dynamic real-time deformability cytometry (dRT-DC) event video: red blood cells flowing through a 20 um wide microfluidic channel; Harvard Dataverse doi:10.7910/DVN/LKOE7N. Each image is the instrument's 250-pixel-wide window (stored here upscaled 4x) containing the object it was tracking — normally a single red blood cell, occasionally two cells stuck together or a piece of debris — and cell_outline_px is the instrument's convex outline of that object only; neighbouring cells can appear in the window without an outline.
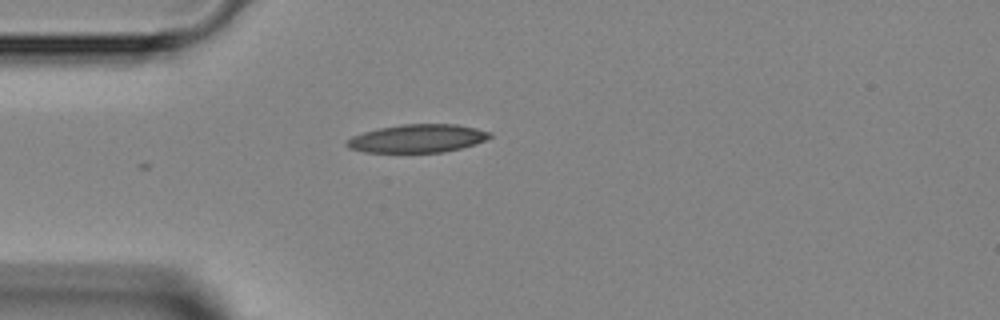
{"species": "Egyptian fruit bat (a non-hibernating species)", "species_latin": "Rousettus aegyptiacus", "temperature_condition": "room temperature", "stored_images_in_passage": 2, "camera_frame_rate_fps": 3000, "um_per_image_px": 0.085, "animal": {"sex": "female"}, "frame": {"image": 1, "passage_image": 2, "time_ms": 1.0, "image_size_px": [1000, 320], "cell_outline_px": [[492, 136], [484, 140], [460, 148], [444, 152], [364, 152], [348, 148], [344, 144], [352, 136], [364, 132], [380, 128], [404, 124], [456, 124], [476, 128], [492, 132]], "centroid_in_image_um": [35.47, 11.76], "position_along_channel_um": 49.5, "area_um2": 23.29}}